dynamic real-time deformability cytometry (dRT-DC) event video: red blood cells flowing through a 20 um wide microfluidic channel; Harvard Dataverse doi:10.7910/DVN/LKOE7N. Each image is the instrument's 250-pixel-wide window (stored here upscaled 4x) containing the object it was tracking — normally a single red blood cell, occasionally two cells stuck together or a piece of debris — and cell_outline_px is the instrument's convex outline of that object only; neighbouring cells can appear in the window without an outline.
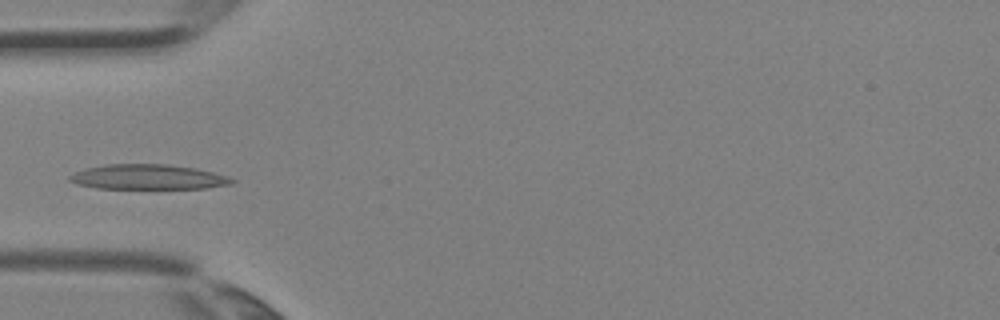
{"species": "Egyptian fruit bat (a non-hibernating species)", "species_latin": "Rousettus aegyptiacus", "temperature_condition": "room temperature", "stored_images_in_passage": 2, "camera_frame_rate_fps": 3000, "um_per_image_px": 0.085, "animal": {"sex": "female"}, "frame": {"image": 1, "passage_image": 2, "time_ms": 0.333, "image_size_px": [1000, 320], "cell_outline_px": [[236, 180], [232, 184], [204, 188], [96, 188], [76, 184], [68, 180], [68, 176], [84, 168], [104, 164], [168, 164], [196, 168], [228, 176]], "centroid_in_image_um": [12.56, 15.03], "position_along_channel_um": 72.4, "area_um2": 23.64}}